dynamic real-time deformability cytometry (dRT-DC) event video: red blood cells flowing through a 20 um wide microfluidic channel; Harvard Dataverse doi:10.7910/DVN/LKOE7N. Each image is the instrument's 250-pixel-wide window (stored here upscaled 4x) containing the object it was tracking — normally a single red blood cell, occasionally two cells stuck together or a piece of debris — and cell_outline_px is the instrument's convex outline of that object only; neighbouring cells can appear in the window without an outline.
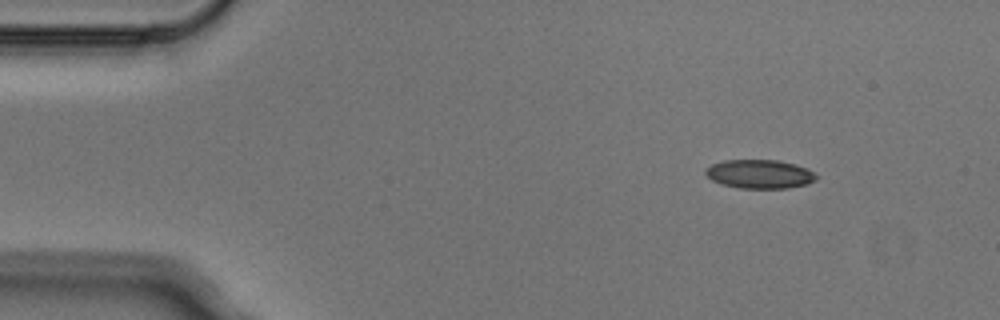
{"species": "Egyptian fruit bat (a non-hibernating species)", "species_latin": "Rousettus aegyptiacus", "temperature_condition": "cold", "stored_images_in_passage": 3, "camera_frame_rate_fps": 3000, "um_per_image_px": 0.085, "animal": {"sex": "male"}, "frame": {"image": 1, "passage_image": 1, "time_ms": 0.0, "image_size_px": [1000, 320], "cell_outline_px": [[820, 176], [816, 180], [808, 184], [788, 188], [740, 188], [720, 184], [712, 180], [704, 172], [704, 168], [712, 164], [724, 160], [776, 160], [796, 164], [808, 168]], "centroid_in_image_um": [64.6, 14.79], "position_along_channel_um": 20.4, "area_um2": 18.84}}